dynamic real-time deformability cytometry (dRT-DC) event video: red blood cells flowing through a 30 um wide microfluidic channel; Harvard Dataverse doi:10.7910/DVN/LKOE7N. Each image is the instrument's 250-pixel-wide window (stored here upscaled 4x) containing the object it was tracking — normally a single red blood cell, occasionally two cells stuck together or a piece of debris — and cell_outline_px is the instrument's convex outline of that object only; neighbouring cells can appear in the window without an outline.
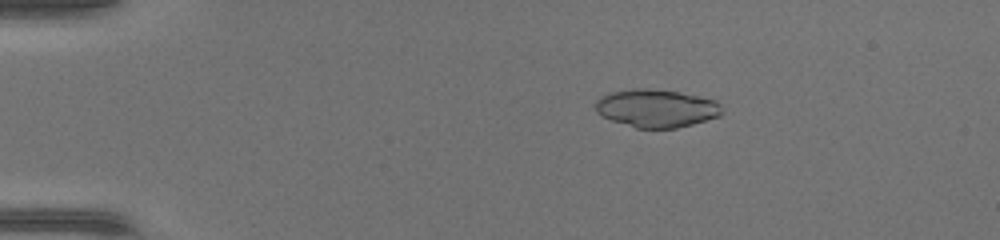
{"species": "common noctule bat (a hibernating species)", "species_latin": "Nyctalus noctula", "temperature_condition": "warm", "stored_images_in_passage": 49, "camera_frame_rate_fps": 3000, "um_per_image_px": 0.085, "animal": {"sex": "female", "body_mass_g": 17.0, "forearm_length_mm": 48.0}, "frame": {"image": 1, "passage_image": 10, "time_ms": 3.0, "image_size_px": [1000, 240], "cell_outline_px": [[724, 112], [720, 116], [692, 124], [676, 128], [636, 128], [612, 120], [596, 112], [596, 100], [600, 96], [608, 92], [636, 88], [648, 88], [680, 92], [716, 100], [720, 104]], "centroid_in_image_um": [55.81, 9.19], "position_along_channel_um": 29.2, "area_um2": 28.09}}